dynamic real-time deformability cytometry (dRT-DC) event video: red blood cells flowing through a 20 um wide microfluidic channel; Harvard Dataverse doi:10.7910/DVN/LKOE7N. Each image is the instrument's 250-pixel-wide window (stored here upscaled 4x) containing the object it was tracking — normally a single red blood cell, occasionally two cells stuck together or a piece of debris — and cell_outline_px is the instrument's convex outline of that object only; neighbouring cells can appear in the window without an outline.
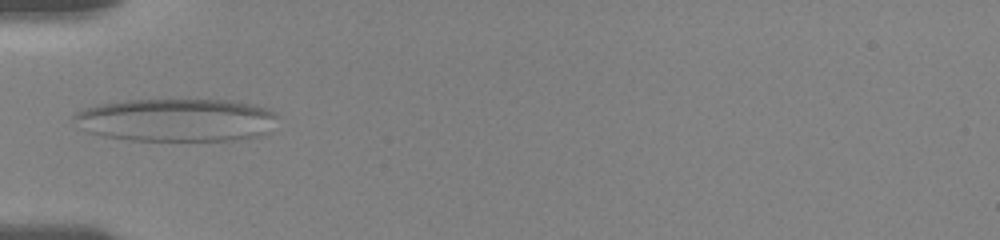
{"species": "human", "species_latin": "Homo sapiens", "temperature_condition": "room temperature", "stored_images_in_passage": 6, "camera_frame_rate_fps": 3000, "um_per_image_px": 0.085, "donor": {"sex": "female"}, "frame": {"image": 1, "passage_image": 2, "time_ms": 0.667, "image_size_px": [1000, 240], "cell_outline_px": [[280, 116], [268, 132], [256, 136], [232, 140], [128, 140], [104, 136], [88, 132], [80, 128], [72, 120], [72, 116], [76, 112], [84, 108], [100, 104], [128, 100], [232, 100], [252, 104], [276, 112]], "centroid_in_image_um": [14.98, 10.19], "position_along_channel_um": 70.0, "area_um2": 51.15}}